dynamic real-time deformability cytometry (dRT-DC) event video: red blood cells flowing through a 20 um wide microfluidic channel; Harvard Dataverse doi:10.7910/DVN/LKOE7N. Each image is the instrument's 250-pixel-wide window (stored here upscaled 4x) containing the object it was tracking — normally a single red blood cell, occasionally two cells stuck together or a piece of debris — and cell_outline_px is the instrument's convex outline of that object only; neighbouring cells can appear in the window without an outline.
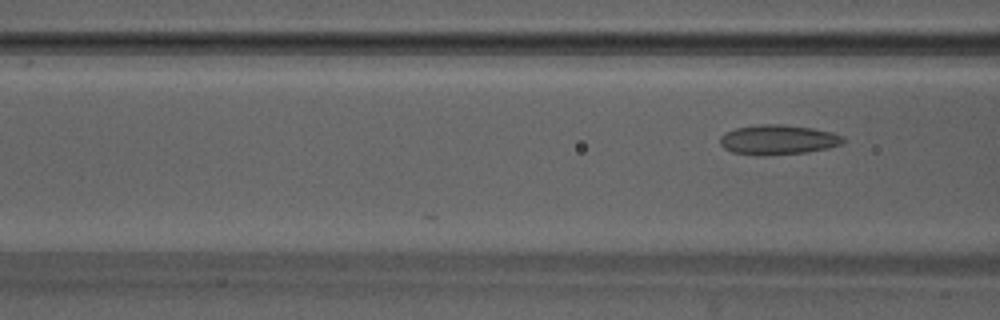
{"species": "Egyptian fruit bat (a non-hibernating species)", "species_latin": "Rousettus aegyptiacus", "temperature_condition": "warm", "stored_images_in_passage": 13, "camera_frame_rate_fps": 3000, "um_per_image_px": 0.085, "animal": {"sex": "male"}, "frame": {"image": 1, "passage_image": 13, "time_ms": 4.0, "image_size_px": [1000, 320], "cell_outline_px": [[844, 144], [828, 148], [808, 152], [764, 156], [756, 156], [732, 152], [724, 148], [720, 144], [720, 136], [724, 132], [736, 128], [760, 124], [780, 124], [812, 128], [832, 132], [844, 136]], "centroid_in_image_um": [66.13, 11.89], "position_along_channel_um": 100.5, "area_um2": 21.68}}